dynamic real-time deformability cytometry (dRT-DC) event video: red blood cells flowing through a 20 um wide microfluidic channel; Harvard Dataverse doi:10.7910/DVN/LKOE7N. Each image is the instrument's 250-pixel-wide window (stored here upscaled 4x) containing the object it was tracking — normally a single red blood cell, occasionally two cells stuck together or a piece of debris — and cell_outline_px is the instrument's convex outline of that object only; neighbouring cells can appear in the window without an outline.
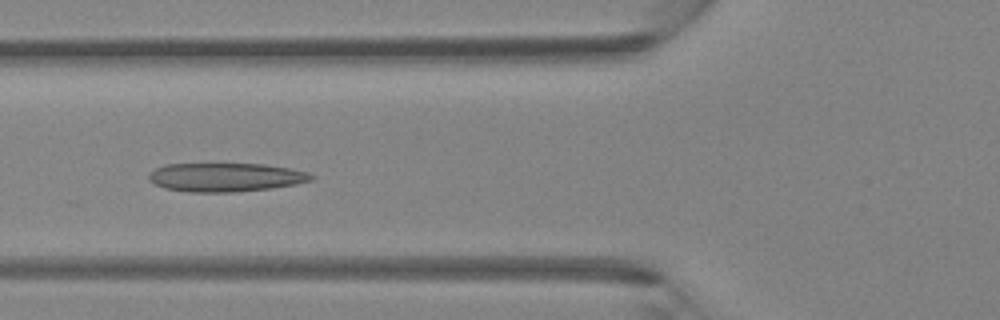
{"species": "Egyptian fruit bat (a non-hibernating species)", "species_latin": "Rousettus aegyptiacus", "temperature_condition": "room temperature", "stored_images_in_passage": 5, "camera_frame_rate_fps": 3000, "um_per_image_px": 0.085, "animal": {"sex": "female"}, "frame": {"image": 1, "passage_image": 5, "time_ms": 1.333, "image_size_px": [1000, 320], "cell_outline_px": [[316, 176], [312, 180], [296, 184], [272, 188], [236, 192], [188, 192], [164, 188], [148, 180], [148, 176], [156, 168], [164, 164], [264, 164], [288, 168], [308, 172]], "centroid_in_image_um": [19.19, 15.07], "position_along_channel_um": 106.6, "area_um2": 27.22}}